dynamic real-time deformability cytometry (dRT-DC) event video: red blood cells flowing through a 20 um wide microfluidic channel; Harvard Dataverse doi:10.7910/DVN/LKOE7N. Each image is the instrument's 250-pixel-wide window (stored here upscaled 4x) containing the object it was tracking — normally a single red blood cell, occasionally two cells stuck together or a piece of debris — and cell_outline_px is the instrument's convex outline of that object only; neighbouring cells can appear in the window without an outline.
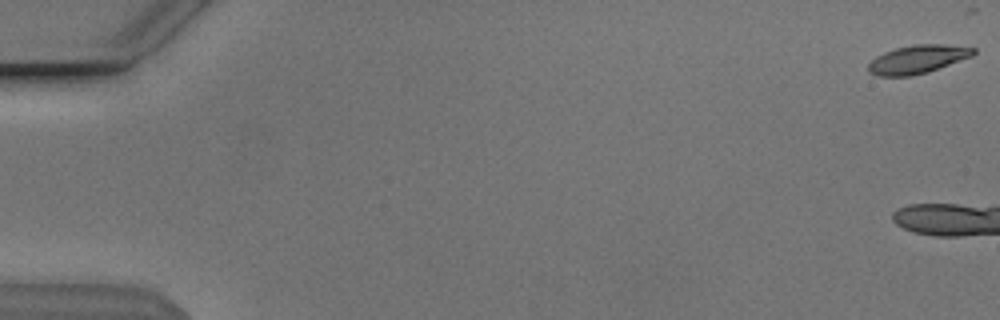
{"species": "Egyptian fruit bat (a non-hibernating species)", "species_latin": "Rousettus aegyptiacus", "temperature_condition": "cold", "stored_images_in_passage": 10, "camera_frame_rate_fps": 3000, "um_per_image_px": 0.085, "animal": {"sex": "male"}, "frame": {"image": 1, "passage_image": 1, "time_ms": 0.0, "image_size_px": [1000, 320], "cell_outline_px": [[976, 52], [972, 56], [928, 72], [912, 76], [876, 76], [868, 72], [868, 64], [876, 56], [884, 52], [896, 48], [912, 44], [944, 44], [976, 48]], "centroid_in_image_um": [77.98, 5.04], "position_along_channel_um": 7.0, "area_um2": 17.46}}